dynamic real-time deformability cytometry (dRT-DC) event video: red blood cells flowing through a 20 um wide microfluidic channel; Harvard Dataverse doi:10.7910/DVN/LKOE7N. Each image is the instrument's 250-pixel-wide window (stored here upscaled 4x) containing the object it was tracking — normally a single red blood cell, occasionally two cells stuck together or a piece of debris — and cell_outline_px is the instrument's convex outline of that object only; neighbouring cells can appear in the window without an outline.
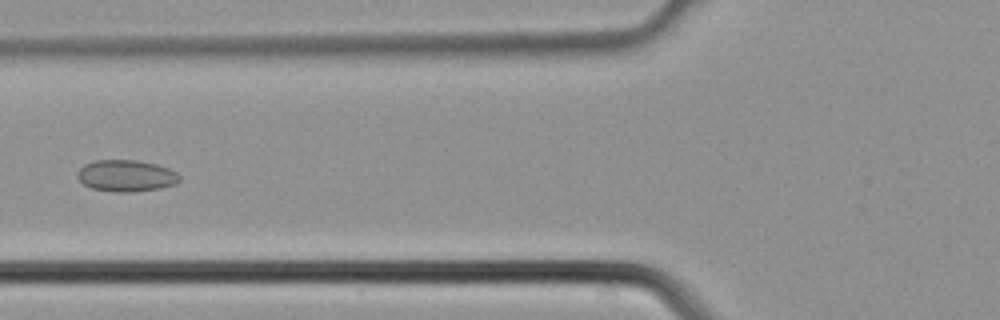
{"species": "common noctule bat (a hibernating species)", "species_latin": "Nyctalus noctula", "temperature_condition": "cold", "stored_images_in_passage": 4, "camera_frame_rate_fps": 3000, "um_per_image_px": 0.085, "animal": {"sex": "male", "body_mass_g": 21.5, "forearm_length_mm": 52.0}, "frame": {"image": 1, "passage_image": 4, "time_ms": 1.0, "image_size_px": [1000, 320], "cell_outline_px": [[180, 180], [176, 184], [160, 188], [132, 192], [116, 192], [92, 188], [84, 184], [76, 176], [80, 168], [84, 164], [92, 160], [136, 160], [156, 164], [168, 168], [176, 172], [180, 176]], "centroid_in_image_um": [10.72, 14.93], "position_along_channel_um": 115.1, "area_um2": 18.84}}